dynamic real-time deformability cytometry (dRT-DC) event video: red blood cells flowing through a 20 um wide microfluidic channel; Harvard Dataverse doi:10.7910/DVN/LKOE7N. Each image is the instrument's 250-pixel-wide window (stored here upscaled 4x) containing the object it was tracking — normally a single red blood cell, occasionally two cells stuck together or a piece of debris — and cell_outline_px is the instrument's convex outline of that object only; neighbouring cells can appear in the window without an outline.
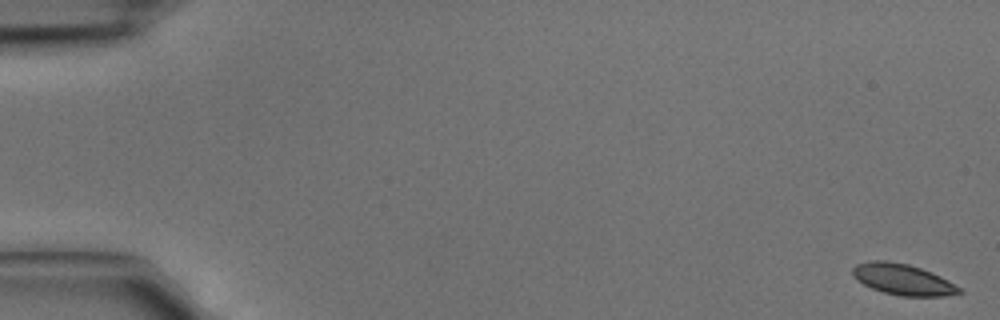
{"species": "common noctule bat (a hibernating species)", "species_latin": "Nyctalus noctula", "temperature_condition": "cold", "stored_images_in_passage": 4, "camera_frame_rate_fps": 3000, "um_per_image_px": 0.085, "animal": {"sex": "male", "body_mass_g": 15.6}, "frame": {"image": 1, "passage_image": 1, "time_ms": 0.0, "image_size_px": [1000, 320], "cell_outline_px": [[964, 292], [944, 296], [900, 296], [884, 292], [872, 288], [856, 280], [852, 276], [852, 268], [856, 264], [872, 260], [888, 260], [908, 264], [932, 272], [948, 280], [960, 288]], "centroid_in_image_um": [76.72, 23.74], "position_along_channel_um": 8.3, "area_um2": 19.31}}
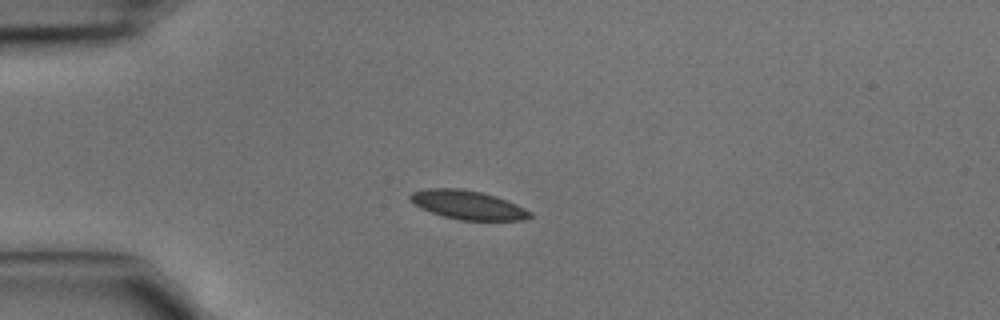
{"frame": {"image": 2, "passage_image": 4, "time_ms": 1.0, "image_size_px": [1000, 320], "cell_outline_px": [[532, 216], [524, 220], [460, 220], [444, 216], [420, 208], [408, 196], [412, 192], [428, 188], [460, 188], [480, 192], [496, 196], [516, 204], [532, 212]], "centroid_in_image_um": [39.78, 17.42], "position_along_channel_um": 45.2, "area_um2": 19.94}}